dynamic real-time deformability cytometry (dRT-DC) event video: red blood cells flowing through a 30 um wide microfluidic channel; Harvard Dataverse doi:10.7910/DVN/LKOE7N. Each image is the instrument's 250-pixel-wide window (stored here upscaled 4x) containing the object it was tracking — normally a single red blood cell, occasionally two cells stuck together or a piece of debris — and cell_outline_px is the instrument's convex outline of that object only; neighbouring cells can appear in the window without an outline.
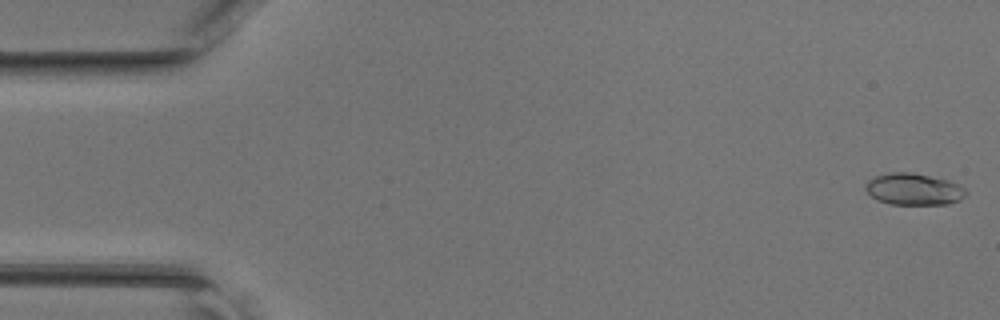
{"species": "common noctule bat (a hibernating species)", "species_latin": "Nyctalus noctula", "temperature_condition": "room temperature", "stored_images_in_passage": 46, "camera_frame_rate_fps": 3000, "um_per_image_px": 0.085, "animal": {"sex": "female", "body_mass_g": 17.0, "forearm_length_mm": 48.0}, "frame": {"image": 1, "passage_image": 1, "time_ms": 0.0, "image_size_px": [1000, 320], "cell_outline_px": [[968, 192], [960, 200], [948, 204], [888, 204], [876, 200], [864, 188], [864, 184], [868, 180], [876, 176], [892, 172], [908, 172], [948, 180], [964, 188]], "centroid_in_image_um": [77.64, 16.09], "position_along_channel_um": 7.4, "area_um2": 18.44}}
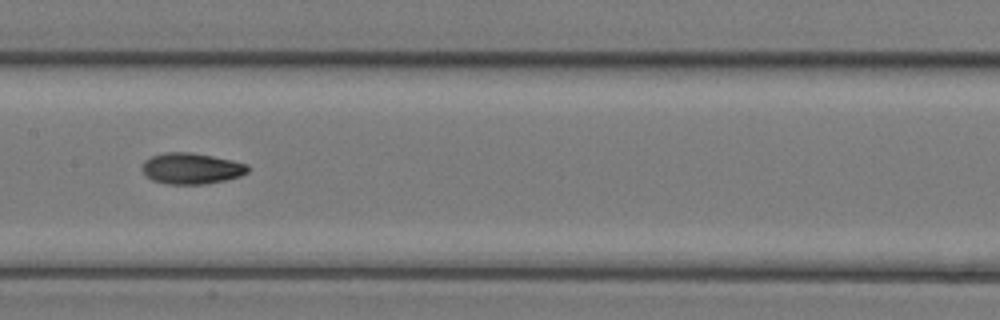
{"frame": {"image": 2, "passage_image": 23, "time_ms": 7.333, "image_size_px": [1000, 320], "cell_outline_px": [[248, 172], [240, 176], [224, 180], [204, 184], [168, 184], [152, 180], [144, 172], [144, 160], [152, 156], [164, 152], [192, 152], [232, 160], [248, 164]], "centroid_in_image_um": [16.29, 14.31], "position_along_channel_um": 191.1, "area_um2": 18.96}}
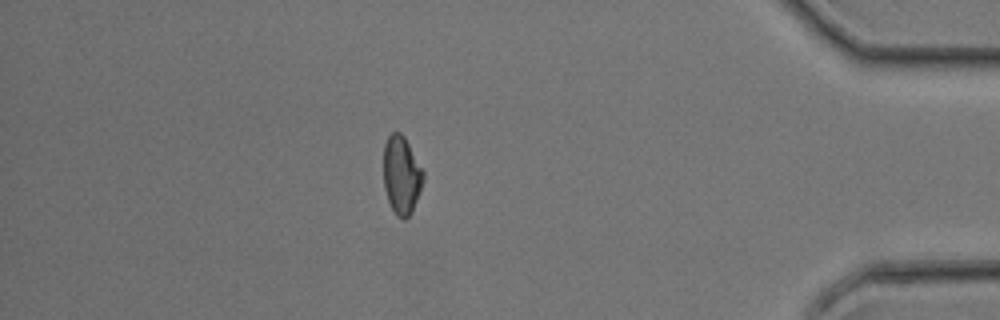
{"frame": {"image": 3, "passage_image": 40, "time_ms": 13.0, "image_size_px": [1000, 320], "cell_outline_px": [[424, 180], [420, 192], [412, 212], [404, 220], [396, 216], [388, 200], [384, 188], [384, 144], [388, 136], [392, 132], [400, 132], [404, 136], [424, 172]], "centroid_in_image_um": [34.13, 14.89], "position_along_channel_um": 401.1, "area_um2": 18.09}}